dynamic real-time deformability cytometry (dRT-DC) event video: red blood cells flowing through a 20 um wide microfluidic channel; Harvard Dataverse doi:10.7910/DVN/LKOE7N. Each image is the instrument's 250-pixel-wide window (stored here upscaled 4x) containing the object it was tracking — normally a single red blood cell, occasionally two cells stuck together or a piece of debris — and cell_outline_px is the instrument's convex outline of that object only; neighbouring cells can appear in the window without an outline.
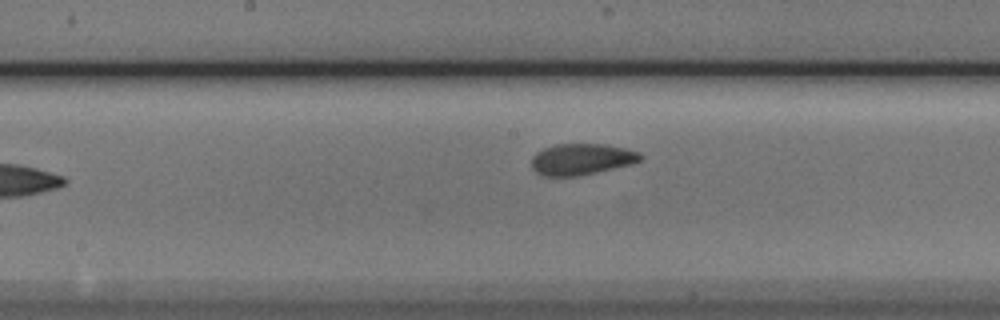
{"species": "Egyptian fruit bat (a non-hibernating species)", "species_latin": "Rousettus aegyptiacus", "temperature_condition": "cold", "stored_images_in_passage": 9, "camera_frame_rate_fps": 3000, "um_per_image_px": 0.085, "animal": {"sex": "male"}, "frame": {"image": 1, "passage_image": 8, "time_ms": 2.333, "image_size_px": [1000, 320], "cell_outline_px": [[644, 160], [632, 164], [596, 172], [576, 176], [540, 176], [532, 168], [532, 156], [536, 152], [544, 148], [556, 144], [604, 144], [624, 148], [640, 152], [644, 156]], "centroid_in_image_um": [49.45, 13.53], "position_along_channel_um": 198.8, "area_um2": 20.0}}
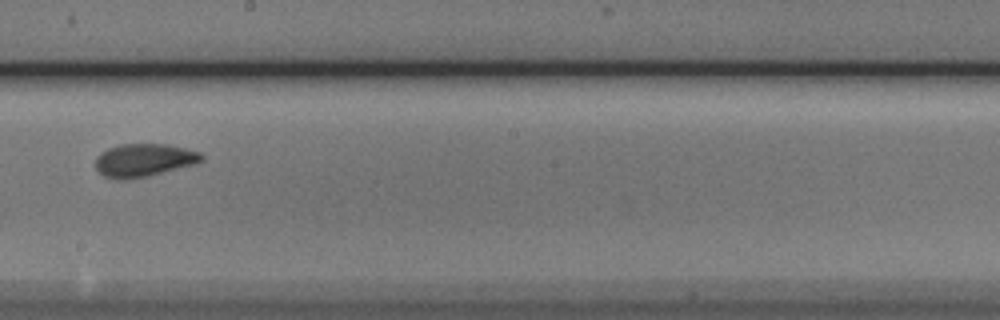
{"frame": {"image": 2, "passage_image": 9, "time_ms": 2.667, "image_size_px": [1000, 320], "cell_outline_px": [[204, 160], [196, 164], [148, 176], [124, 180], [116, 180], [104, 176], [96, 168], [96, 156], [100, 152], [108, 148], [120, 144], [168, 144], [200, 152], [204, 156]], "centroid_in_image_um": [12.24, 13.61], "position_along_channel_um": 236.0, "area_um2": 20.58}}